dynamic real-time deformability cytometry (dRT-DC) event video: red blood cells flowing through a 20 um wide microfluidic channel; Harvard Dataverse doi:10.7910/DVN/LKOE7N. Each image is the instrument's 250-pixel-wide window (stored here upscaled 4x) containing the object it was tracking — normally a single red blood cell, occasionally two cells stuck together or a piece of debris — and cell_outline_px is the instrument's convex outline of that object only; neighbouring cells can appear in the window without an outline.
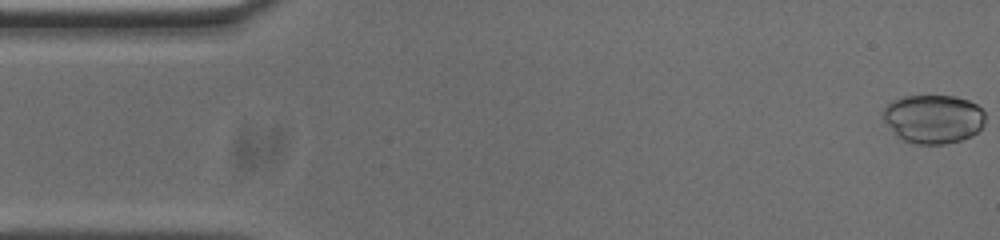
{"species": "common noctule bat (a hibernating species)", "species_latin": "Nyctalus noctula", "temperature_condition": "cold", "stored_images_in_passage": 54, "camera_frame_rate_fps": 3000, "um_per_image_px": 0.085, "animal": {"sex": "male", "body_mass_g": 20.0, "forearm_length_mm": 53.3}, "frame": {"image": 1, "passage_image": 1, "time_ms": 0.0, "image_size_px": [1000, 240], "cell_outline_px": [[984, 124], [972, 136], [960, 140], [944, 144], [916, 144], [904, 140], [896, 136], [884, 120], [884, 108], [892, 100], [904, 96], [956, 96], [968, 100], [976, 104], [984, 112]], "centroid_in_image_um": [79.33, 10.11], "position_along_channel_um": 5.7, "area_um2": 28.96}}
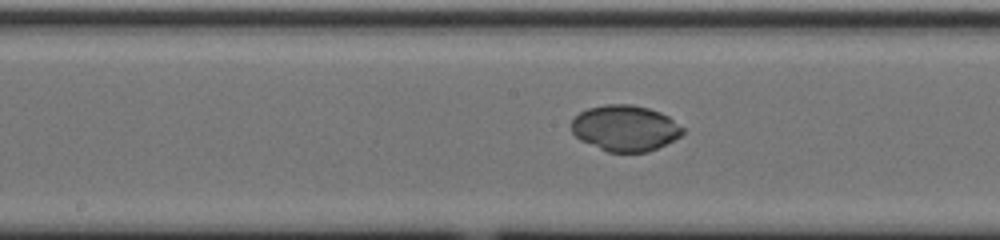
{"frame": {"image": 2, "passage_image": 26, "time_ms": 8.333, "image_size_px": [1000, 240], "cell_outline_px": [[684, 132], [680, 136], [648, 152], [608, 152], [580, 140], [572, 132], [572, 120], [580, 112], [588, 108], [604, 104], [632, 104], [648, 108], [660, 112], [668, 116], [684, 128]], "centroid_in_image_um": [53.12, 10.88], "position_along_channel_um": 195.1, "area_um2": 29.65}}
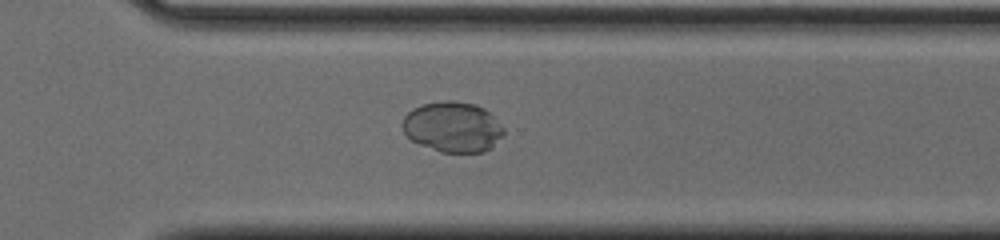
{"frame": {"image": 3, "passage_image": 37, "time_ms": 12.0, "image_size_px": [1000, 240], "cell_outline_px": [[504, 136], [492, 148], [484, 152], [440, 152], [420, 144], [412, 140], [404, 132], [400, 124], [404, 116], [412, 108], [424, 104], [440, 100], [452, 100], [476, 104], [484, 108], [504, 128]], "centroid_in_image_um": [38.48, 10.79], "position_along_channel_um": 332.1, "area_um2": 30.0}}